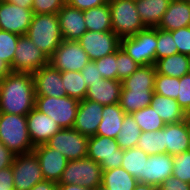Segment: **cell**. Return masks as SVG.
Returning a JSON list of instances; mask_svg holds the SVG:
<instances>
[{
	"label": "cell",
	"mask_w": 190,
	"mask_h": 190,
	"mask_svg": "<svg viewBox=\"0 0 190 190\" xmlns=\"http://www.w3.org/2000/svg\"><path fill=\"white\" fill-rule=\"evenodd\" d=\"M188 74L190 75V57H189V69H188Z\"/></svg>",
	"instance_id": "680465c9"
},
{
	"label": "cell",
	"mask_w": 190,
	"mask_h": 190,
	"mask_svg": "<svg viewBox=\"0 0 190 190\" xmlns=\"http://www.w3.org/2000/svg\"><path fill=\"white\" fill-rule=\"evenodd\" d=\"M30 190H58V183L44 180L35 184Z\"/></svg>",
	"instance_id": "816d5d0a"
},
{
	"label": "cell",
	"mask_w": 190,
	"mask_h": 190,
	"mask_svg": "<svg viewBox=\"0 0 190 190\" xmlns=\"http://www.w3.org/2000/svg\"><path fill=\"white\" fill-rule=\"evenodd\" d=\"M32 8H22L5 0L0 1V30L26 35L33 18Z\"/></svg>",
	"instance_id": "5bb4252c"
},
{
	"label": "cell",
	"mask_w": 190,
	"mask_h": 190,
	"mask_svg": "<svg viewBox=\"0 0 190 190\" xmlns=\"http://www.w3.org/2000/svg\"><path fill=\"white\" fill-rule=\"evenodd\" d=\"M20 35L0 30V59L10 67L15 56V49Z\"/></svg>",
	"instance_id": "74e56055"
},
{
	"label": "cell",
	"mask_w": 190,
	"mask_h": 190,
	"mask_svg": "<svg viewBox=\"0 0 190 190\" xmlns=\"http://www.w3.org/2000/svg\"><path fill=\"white\" fill-rule=\"evenodd\" d=\"M0 142L15 155L33 152L26 116L0 113Z\"/></svg>",
	"instance_id": "3957f363"
},
{
	"label": "cell",
	"mask_w": 190,
	"mask_h": 190,
	"mask_svg": "<svg viewBox=\"0 0 190 190\" xmlns=\"http://www.w3.org/2000/svg\"><path fill=\"white\" fill-rule=\"evenodd\" d=\"M26 36L50 58L63 41L57 13L34 14Z\"/></svg>",
	"instance_id": "7a4b0ae2"
},
{
	"label": "cell",
	"mask_w": 190,
	"mask_h": 190,
	"mask_svg": "<svg viewBox=\"0 0 190 190\" xmlns=\"http://www.w3.org/2000/svg\"><path fill=\"white\" fill-rule=\"evenodd\" d=\"M123 151V149L119 148L116 139L100 135L89 137L87 158L99 163L102 170L121 167Z\"/></svg>",
	"instance_id": "ba28073f"
},
{
	"label": "cell",
	"mask_w": 190,
	"mask_h": 190,
	"mask_svg": "<svg viewBox=\"0 0 190 190\" xmlns=\"http://www.w3.org/2000/svg\"><path fill=\"white\" fill-rule=\"evenodd\" d=\"M102 167L89 158L68 161L58 184H77L98 190L102 182Z\"/></svg>",
	"instance_id": "8992f818"
},
{
	"label": "cell",
	"mask_w": 190,
	"mask_h": 190,
	"mask_svg": "<svg viewBox=\"0 0 190 190\" xmlns=\"http://www.w3.org/2000/svg\"><path fill=\"white\" fill-rule=\"evenodd\" d=\"M66 3L79 10H87L109 3V0H66Z\"/></svg>",
	"instance_id": "c3c4849f"
},
{
	"label": "cell",
	"mask_w": 190,
	"mask_h": 190,
	"mask_svg": "<svg viewBox=\"0 0 190 190\" xmlns=\"http://www.w3.org/2000/svg\"><path fill=\"white\" fill-rule=\"evenodd\" d=\"M180 85V78L165 76L156 73L154 83V93L167 98L177 99Z\"/></svg>",
	"instance_id": "8d00e7d4"
},
{
	"label": "cell",
	"mask_w": 190,
	"mask_h": 190,
	"mask_svg": "<svg viewBox=\"0 0 190 190\" xmlns=\"http://www.w3.org/2000/svg\"><path fill=\"white\" fill-rule=\"evenodd\" d=\"M112 31L120 38L146 29L136 9L135 0H109Z\"/></svg>",
	"instance_id": "277c9868"
},
{
	"label": "cell",
	"mask_w": 190,
	"mask_h": 190,
	"mask_svg": "<svg viewBox=\"0 0 190 190\" xmlns=\"http://www.w3.org/2000/svg\"><path fill=\"white\" fill-rule=\"evenodd\" d=\"M27 128L32 145L46 144L62 128L49 116L36 108L26 116Z\"/></svg>",
	"instance_id": "ac0fdd59"
},
{
	"label": "cell",
	"mask_w": 190,
	"mask_h": 190,
	"mask_svg": "<svg viewBox=\"0 0 190 190\" xmlns=\"http://www.w3.org/2000/svg\"><path fill=\"white\" fill-rule=\"evenodd\" d=\"M104 79L118 80L117 52L94 61Z\"/></svg>",
	"instance_id": "60d3db41"
},
{
	"label": "cell",
	"mask_w": 190,
	"mask_h": 190,
	"mask_svg": "<svg viewBox=\"0 0 190 190\" xmlns=\"http://www.w3.org/2000/svg\"><path fill=\"white\" fill-rule=\"evenodd\" d=\"M172 176L190 183V153L188 151L174 156Z\"/></svg>",
	"instance_id": "b9f144b4"
},
{
	"label": "cell",
	"mask_w": 190,
	"mask_h": 190,
	"mask_svg": "<svg viewBox=\"0 0 190 190\" xmlns=\"http://www.w3.org/2000/svg\"><path fill=\"white\" fill-rule=\"evenodd\" d=\"M0 190H14V188H0Z\"/></svg>",
	"instance_id": "6f0895ef"
},
{
	"label": "cell",
	"mask_w": 190,
	"mask_h": 190,
	"mask_svg": "<svg viewBox=\"0 0 190 190\" xmlns=\"http://www.w3.org/2000/svg\"><path fill=\"white\" fill-rule=\"evenodd\" d=\"M77 41L88 54L90 61L117 52L121 47V39L112 30L104 32L87 30Z\"/></svg>",
	"instance_id": "4fadbf2b"
},
{
	"label": "cell",
	"mask_w": 190,
	"mask_h": 190,
	"mask_svg": "<svg viewBox=\"0 0 190 190\" xmlns=\"http://www.w3.org/2000/svg\"><path fill=\"white\" fill-rule=\"evenodd\" d=\"M155 65L139 66L122 82V89H154Z\"/></svg>",
	"instance_id": "4dcf8cb0"
},
{
	"label": "cell",
	"mask_w": 190,
	"mask_h": 190,
	"mask_svg": "<svg viewBox=\"0 0 190 190\" xmlns=\"http://www.w3.org/2000/svg\"><path fill=\"white\" fill-rule=\"evenodd\" d=\"M31 73L11 72L0 82V113L27 116L35 108Z\"/></svg>",
	"instance_id": "6da1fadb"
},
{
	"label": "cell",
	"mask_w": 190,
	"mask_h": 190,
	"mask_svg": "<svg viewBox=\"0 0 190 190\" xmlns=\"http://www.w3.org/2000/svg\"><path fill=\"white\" fill-rule=\"evenodd\" d=\"M156 73L181 78L188 74L189 56L177 53L155 62Z\"/></svg>",
	"instance_id": "f1b7e54d"
},
{
	"label": "cell",
	"mask_w": 190,
	"mask_h": 190,
	"mask_svg": "<svg viewBox=\"0 0 190 190\" xmlns=\"http://www.w3.org/2000/svg\"><path fill=\"white\" fill-rule=\"evenodd\" d=\"M12 72L11 67L0 59V82Z\"/></svg>",
	"instance_id": "f5cc1de1"
},
{
	"label": "cell",
	"mask_w": 190,
	"mask_h": 190,
	"mask_svg": "<svg viewBox=\"0 0 190 190\" xmlns=\"http://www.w3.org/2000/svg\"><path fill=\"white\" fill-rule=\"evenodd\" d=\"M59 26L63 40H79L87 31L83 11L65 4L58 12Z\"/></svg>",
	"instance_id": "d6986e66"
},
{
	"label": "cell",
	"mask_w": 190,
	"mask_h": 190,
	"mask_svg": "<svg viewBox=\"0 0 190 190\" xmlns=\"http://www.w3.org/2000/svg\"><path fill=\"white\" fill-rule=\"evenodd\" d=\"M79 102L75 98L63 96L59 98L36 96L35 108L49 116L62 129L73 128Z\"/></svg>",
	"instance_id": "5b68a950"
},
{
	"label": "cell",
	"mask_w": 190,
	"mask_h": 190,
	"mask_svg": "<svg viewBox=\"0 0 190 190\" xmlns=\"http://www.w3.org/2000/svg\"><path fill=\"white\" fill-rule=\"evenodd\" d=\"M180 90H178V97L176 101L184 112L190 115V75L186 74L180 78Z\"/></svg>",
	"instance_id": "f6af8a7d"
},
{
	"label": "cell",
	"mask_w": 190,
	"mask_h": 190,
	"mask_svg": "<svg viewBox=\"0 0 190 190\" xmlns=\"http://www.w3.org/2000/svg\"><path fill=\"white\" fill-rule=\"evenodd\" d=\"M58 190H93L77 184H58Z\"/></svg>",
	"instance_id": "db71d44e"
},
{
	"label": "cell",
	"mask_w": 190,
	"mask_h": 190,
	"mask_svg": "<svg viewBox=\"0 0 190 190\" xmlns=\"http://www.w3.org/2000/svg\"><path fill=\"white\" fill-rule=\"evenodd\" d=\"M65 4L66 0H33L31 8L34 14H53L57 13Z\"/></svg>",
	"instance_id": "7bdbcfd3"
},
{
	"label": "cell",
	"mask_w": 190,
	"mask_h": 190,
	"mask_svg": "<svg viewBox=\"0 0 190 190\" xmlns=\"http://www.w3.org/2000/svg\"><path fill=\"white\" fill-rule=\"evenodd\" d=\"M62 83L65 88L66 95L75 98L78 101L84 100L87 88L81 71H64L61 72Z\"/></svg>",
	"instance_id": "836d02e7"
},
{
	"label": "cell",
	"mask_w": 190,
	"mask_h": 190,
	"mask_svg": "<svg viewBox=\"0 0 190 190\" xmlns=\"http://www.w3.org/2000/svg\"><path fill=\"white\" fill-rule=\"evenodd\" d=\"M149 155L138 147H133L123 151L122 168L142 183L144 175L145 162Z\"/></svg>",
	"instance_id": "1f68e13d"
},
{
	"label": "cell",
	"mask_w": 190,
	"mask_h": 190,
	"mask_svg": "<svg viewBox=\"0 0 190 190\" xmlns=\"http://www.w3.org/2000/svg\"><path fill=\"white\" fill-rule=\"evenodd\" d=\"M49 63V58L26 35H21L11 65L12 72L33 74Z\"/></svg>",
	"instance_id": "30bf717a"
},
{
	"label": "cell",
	"mask_w": 190,
	"mask_h": 190,
	"mask_svg": "<svg viewBox=\"0 0 190 190\" xmlns=\"http://www.w3.org/2000/svg\"><path fill=\"white\" fill-rule=\"evenodd\" d=\"M125 114L119 103L104 106L103 119L98 126L96 135L116 139L122 128Z\"/></svg>",
	"instance_id": "484cf974"
},
{
	"label": "cell",
	"mask_w": 190,
	"mask_h": 190,
	"mask_svg": "<svg viewBox=\"0 0 190 190\" xmlns=\"http://www.w3.org/2000/svg\"><path fill=\"white\" fill-rule=\"evenodd\" d=\"M178 53L171 31L157 28L156 61Z\"/></svg>",
	"instance_id": "f35d334b"
},
{
	"label": "cell",
	"mask_w": 190,
	"mask_h": 190,
	"mask_svg": "<svg viewBox=\"0 0 190 190\" xmlns=\"http://www.w3.org/2000/svg\"><path fill=\"white\" fill-rule=\"evenodd\" d=\"M0 188H14L12 166L0 170Z\"/></svg>",
	"instance_id": "f907efd6"
},
{
	"label": "cell",
	"mask_w": 190,
	"mask_h": 190,
	"mask_svg": "<svg viewBox=\"0 0 190 190\" xmlns=\"http://www.w3.org/2000/svg\"><path fill=\"white\" fill-rule=\"evenodd\" d=\"M121 47L140 66L155 65L157 28H146L134 36L122 38Z\"/></svg>",
	"instance_id": "52a82bcc"
},
{
	"label": "cell",
	"mask_w": 190,
	"mask_h": 190,
	"mask_svg": "<svg viewBox=\"0 0 190 190\" xmlns=\"http://www.w3.org/2000/svg\"><path fill=\"white\" fill-rule=\"evenodd\" d=\"M158 187L159 190H190V183L183 182L174 176H170Z\"/></svg>",
	"instance_id": "7dc6e473"
},
{
	"label": "cell",
	"mask_w": 190,
	"mask_h": 190,
	"mask_svg": "<svg viewBox=\"0 0 190 190\" xmlns=\"http://www.w3.org/2000/svg\"><path fill=\"white\" fill-rule=\"evenodd\" d=\"M138 180L122 167L103 170L98 190H134Z\"/></svg>",
	"instance_id": "83f0119b"
},
{
	"label": "cell",
	"mask_w": 190,
	"mask_h": 190,
	"mask_svg": "<svg viewBox=\"0 0 190 190\" xmlns=\"http://www.w3.org/2000/svg\"><path fill=\"white\" fill-rule=\"evenodd\" d=\"M141 132L142 131L138 124L135 122L132 114H125L123 118L122 128L116 138L119 148L126 150L136 147Z\"/></svg>",
	"instance_id": "d6a6232c"
},
{
	"label": "cell",
	"mask_w": 190,
	"mask_h": 190,
	"mask_svg": "<svg viewBox=\"0 0 190 190\" xmlns=\"http://www.w3.org/2000/svg\"><path fill=\"white\" fill-rule=\"evenodd\" d=\"M171 0H135L136 9L146 28H157Z\"/></svg>",
	"instance_id": "d4e9b609"
},
{
	"label": "cell",
	"mask_w": 190,
	"mask_h": 190,
	"mask_svg": "<svg viewBox=\"0 0 190 190\" xmlns=\"http://www.w3.org/2000/svg\"><path fill=\"white\" fill-rule=\"evenodd\" d=\"M8 3L21 6L22 8H31L33 4V0H5Z\"/></svg>",
	"instance_id": "11a10c76"
},
{
	"label": "cell",
	"mask_w": 190,
	"mask_h": 190,
	"mask_svg": "<svg viewBox=\"0 0 190 190\" xmlns=\"http://www.w3.org/2000/svg\"><path fill=\"white\" fill-rule=\"evenodd\" d=\"M132 116L142 132L158 131L166 125L150 106L133 112Z\"/></svg>",
	"instance_id": "e575fe53"
},
{
	"label": "cell",
	"mask_w": 190,
	"mask_h": 190,
	"mask_svg": "<svg viewBox=\"0 0 190 190\" xmlns=\"http://www.w3.org/2000/svg\"><path fill=\"white\" fill-rule=\"evenodd\" d=\"M190 26V0H171L158 29L173 31Z\"/></svg>",
	"instance_id": "603a6c76"
},
{
	"label": "cell",
	"mask_w": 190,
	"mask_h": 190,
	"mask_svg": "<svg viewBox=\"0 0 190 190\" xmlns=\"http://www.w3.org/2000/svg\"><path fill=\"white\" fill-rule=\"evenodd\" d=\"M166 153L173 157L188 151L190 140V119L179 123L166 124L163 128Z\"/></svg>",
	"instance_id": "ffe728a7"
},
{
	"label": "cell",
	"mask_w": 190,
	"mask_h": 190,
	"mask_svg": "<svg viewBox=\"0 0 190 190\" xmlns=\"http://www.w3.org/2000/svg\"><path fill=\"white\" fill-rule=\"evenodd\" d=\"M99 72L100 71L94 61H89L86 64V66L81 70V74L84 77V81L87 86H89L90 83H96L103 78Z\"/></svg>",
	"instance_id": "bcb514c9"
},
{
	"label": "cell",
	"mask_w": 190,
	"mask_h": 190,
	"mask_svg": "<svg viewBox=\"0 0 190 190\" xmlns=\"http://www.w3.org/2000/svg\"><path fill=\"white\" fill-rule=\"evenodd\" d=\"M134 190H159L158 186L138 182Z\"/></svg>",
	"instance_id": "9f6ffc18"
},
{
	"label": "cell",
	"mask_w": 190,
	"mask_h": 190,
	"mask_svg": "<svg viewBox=\"0 0 190 190\" xmlns=\"http://www.w3.org/2000/svg\"><path fill=\"white\" fill-rule=\"evenodd\" d=\"M174 157L167 153L149 155L145 162L142 183L159 186L172 176Z\"/></svg>",
	"instance_id": "44dd1931"
},
{
	"label": "cell",
	"mask_w": 190,
	"mask_h": 190,
	"mask_svg": "<svg viewBox=\"0 0 190 190\" xmlns=\"http://www.w3.org/2000/svg\"><path fill=\"white\" fill-rule=\"evenodd\" d=\"M15 154L0 142V170L12 166Z\"/></svg>",
	"instance_id": "681fc988"
},
{
	"label": "cell",
	"mask_w": 190,
	"mask_h": 190,
	"mask_svg": "<svg viewBox=\"0 0 190 190\" xmlns=\"http://www.w3.org/2000/svg\"><path fill=\"white\" fill-rule=\"evenodd\" d=\"M136 147L148 155L166 153V145L163 140V129L154 132H141Z\"/></svg>",
	"instance_id": "d590c367"
},
{
	"label": "cell",
	"mask_w": 190,
	"mask_h": 190,
	"mask_svg": "<svg viewBox=\"0 0 190 190\" xmlns=\"http://www.w3.org/2000/svg\"><path fill=\"white\" fill-rule=\"evenodd\" d=\"M33 152L38 157L44 179L59 183L68 159L47 144L35 146Z\"/></svg>",
	"instance_id": "9a60e30c"
},
{
	"label": "cell",
	"mask_w": 190,
	"mask_h": 190,
	"mask_svg": "<svg viewBox=\"0 0 190 190\" xmlns=\"http://www.w3.org/2000/svg\"><path fill=\"white\" fill-rule=\"evenodd\" d=\"M178 53L190 57V26L171 31Z\"/></svg>",
	"instance_id": "ee69618b"
},
{
	"label": "cell",
	"mask_w": 190,
	"mask_h": 190,
	"mask_svg": "<svg viewBox=\"0 0 190 190\" xmlns=\"http://www.w3.org/2000/svg\"><path fill=\"white\" fill-rule=\"evenodd\" d=\"M150 107L159 115L165 124L179 123L189 116L180 107L176 99L154 93Z\"/></svg>",
	"instance_id": "cb8c5ba5"
},
{
	"label": "cell",
	"mask_w": 190,
	"mask_h": 190,
	"mask_svg": "<svg viewBox=\"0 0 190 190\" xmlns=\"http://www.w3.org/2000/svg\"><path fill=\"white\" fill-rule=\"evenodd\" d=\"M89 137L80 134L73 128L61 129L46 143L49 147L60 151L68 161L87 157Z\"/></svg>",
	"instance_id": "8fae6325"
},
{
	"label": "cell",
	"mask_w": 190,
	"mask_h": 190,
	"mask_svg": "<svg viewBox=\"0 0 190 190\" xmlns=\"http://www.w3.org/2000/svg\"><path fill=\"white\" fill-rule=\"evenodd\" d=\"M188 152L190 153V140H189V147H188Z\"/></svg>",
	"instance_id": "91938a15"
},
{
	"label": "cell",
	"mask_w": 190,
	"mask_h": 190,
	"mask_svg": "<svg viewBox=\"0 0 190 190\" xmlns=\"http://www.w3.org/2000/svg\"><path fill=\"white\" fill-rule=\"evenodd\" d=\"M12 172L14 190H30L35 184L45 180L34 152L15 155Z\"/></svg>",
	"instance_id": "9c48e42d"
},
{
	"label": "cell",
	"mask_w": 190,
	"mask_h": 190,
	"mask_svg": "<svg viewBox=\"0 0 190 190\" xmlns=\"http://www.w3.org/2000/svg\"><path fill=\"white\" fill-rule=\"evenodd\" d=\"M154 89H121L119 105L126 114L150 106Z\"/></svg>",
	"instance_id": "4316f807"
},
{
	"label": "cell",
	"mask_w": 190,
	"mask_h": 190,
	"mask_svg": "<svg viewBox=\"0 0 190 190\" xmlns=\"http://www.w3.org/2000/svg\"><path fill=\"white\" fill-rule=\"evenodd\" d=\"M86 28L88 31H111L112 20L109 3L83 11Z\"/></svg>",
	"instance_id": "f546056e"
},
{
	"label": "cell",
	"mask_w": 190,
	"mask_h": 190,
	"mask_svg": "<svg viewBox=\"0 0 190 190\" xmlns=\"http://www.w3.org/2000/svg\"><path fill=\"white\" fill-rule=\"evenodd\" d=\"M103 105L92 100H81L73 129L77 130L80 134L92 137L96 135L98 126L102 121Z\"/></svg>",
	"instance_id": "e0dca14e"
},
{
	"label": "cell",
	"mask_w": 190,
	"mask_h": 190,
	"mask_svg": "<svg viewBox=\"0 0 190 190\" xmlns=\"http://www.w3.org/2000/svg\"><path fill=\"white\" fill-rule=\"evenodd\" d=\"M139 66L140 65L137 64L122 47L117 50V72L119 81L126 79L136 71Z\"/></svg>",
	"instance_id": "ab89813d"
},
{
	"label": "cell",
	"mask_w": 190,
	"mask_h": 190,
	"mask_svg": "<svg viewBox=\"0 0 190 190\" xmlns=\"http://www.w3.org/2000/svg\"><path fill=\"white\" fill-rule=\"evenodd\" d=\"M89 61L88 54L77 40H63L49 58V64L60 72L81 71Z\"/></svg>",
	"instance_id": "7c38bea8"
},
{
	"label": "cell",
	"mask_w": 190,
	"mask_h": 190,
	"mask_svg": "<svg viewBox=\"0 0 190 190\" xmlns=\"http://www.w3.org/2000/svg\"><path fill=\"white\" fill-rule=\"evenodd\" d=\"M121 89V81L102 78L96 83H90L85 99L95 101L103 106L117 104L120 100Z\"/></svg>",
	"instance_id": "7402d4cb"
},
{
	"label": "cell",
	"mask_w": 190,
	"mask_h": 190,
	"mask_svg": "<svg viewBox=\"0 0 190 190\" xmlns=\"http://www.w3.org/2000/svg\"><path fill=\"white\" fill-rule=\"evenodd\" d=\"M35 96L63 97L66 96L61 79V72L51 64L44 65L34 72Z\"/></svg>",
	"instance_id": "2e32d148"
}]
</instances>
